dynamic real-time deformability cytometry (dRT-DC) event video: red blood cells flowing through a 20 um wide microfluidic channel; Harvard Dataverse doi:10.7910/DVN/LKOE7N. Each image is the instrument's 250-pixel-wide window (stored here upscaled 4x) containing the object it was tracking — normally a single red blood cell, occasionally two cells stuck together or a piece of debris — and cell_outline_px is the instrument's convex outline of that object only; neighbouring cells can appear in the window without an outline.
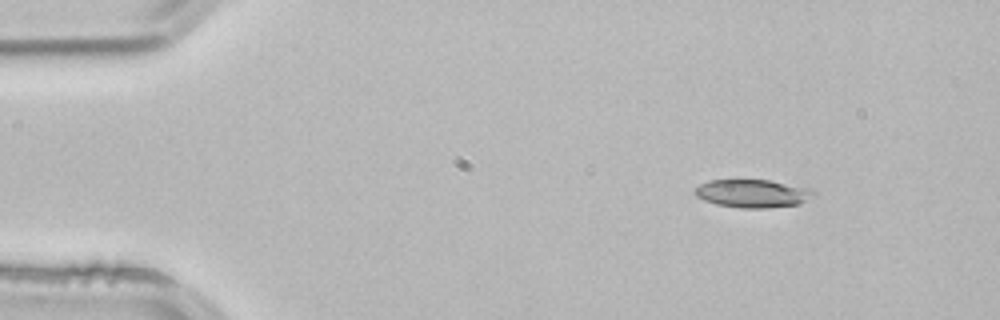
{"species": "common noctule bat (a hibernating species)", "species_latin": "Nyctalus noctula", "temperature_condition": "room temperature", "stored_images_in_passage": 3, "camera_frame_rate_fps": 3000, "um_per_image_px": 0.085, "animal": {"sex": "male", "body_mass_g": 21.5, "forearm_length_mm": 52.0}, "frame": {"image": 1, "passage_image": 1, "time_ms": 0.0, "image_size_px": [1000, 320], "cell_outline_px": [[816, 192], [800, 204], [768, 208], [740, 208], [716, 204], [704, 200], [696, 196], [692, 192], [700, 184], [708, 180], [732, 176], [768, 180], [812, 188]], "centroid_in_image_um": [63.9, 16.39], "position_along_channel_um": 21.1, "area_um2": 20.35}}
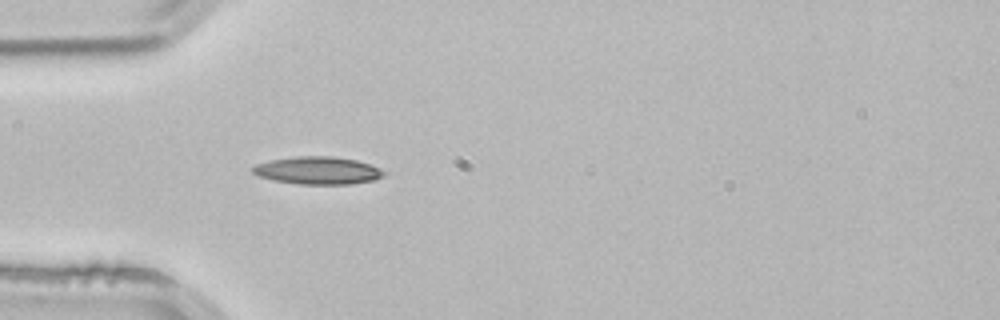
{"frame": {"image": 2, "passage_image": 3, "time_ms": 0.667, "image_size_px": [1000, 320], "cell_outline_px": [[388, 172], [384, 176], [372, 180], [352, 184], [300, 184], [272, 180], [260, 176], [252, 172], [252, 168], [256, 164], [268, 160], [296, 156], [332, 156], [356, 160], [380, 168]], "centroid_in_image_um": [27.02, 14.49], "position_along_channel_um": 58.0, "area_um2": 21.15}}